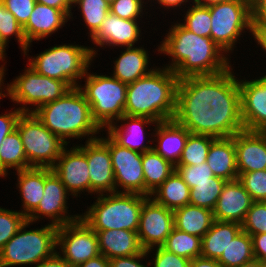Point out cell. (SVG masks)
<instances>
[{
  "instance_id": "obj_45",
  "label": "cell",
  "mask_w": 266,
  "mask_h": 267,
  "mask_svg": "<svg viewBox=\"0 0 266 267\" xmlns=\"http://www.w3.org/2000/svg\"><path fill=\"white\" fill-rule=\"evenodd\" d=\"M142 0H114L110 4V12L123 19H137L142 11Z\"/></svg>"
},
{
  "instance_id": "obj_16",
  "label": "cell",
  "mask_w": 266,
  "mask_h": 267,
  "mask_svg": "<svg viewBox=\"0 0 266 267\" xmlns=\"http://www.w3.org/2000/svg\"><path fill=\"white\" fill-rule=\"evenodd\" d=\"M87 158L90 175V193L115 192V178L108 146L100 139L88 138L86 144L77 146Z\"/></svg>"
},
{
  "instance_id": "obj_7",
  "label": "cell",
  "mask_w": 266,
  "mask_h": 267,
  "mask_svg": "<svg viewBox=\"0 0 266 267\" xmlns=\"http://www.w3.org/2000/svg\"><path fill=\"white\" fill-rule=\"evenodd\" d=\"M26 221L0 251V267L38 264L56 253L58 226L51 223L40 229L24 230Z\"/></svg>"
},
{
  "instance_id": "obj_49",
  "label": "cell",
  "mask_w": 266,
  "mask_h": 267,
  "mask_svg": "<svg viewBox=\"0 0 266 267\" xmlns=\"http://www.w3.org/2000/svg\"><path fill=\"white\" fill-rule=\"evenodd\" d=\"M253 27L266 28V0H251Z\"/></svg>"
},
{
  "instance_id": "obj_38",
  "label": "cell",
  "mask_w": 266,
  "mask_h": 267,
  "mask_svg": "<svg viewBox=\"0 0 266 267\" xmlns=\"http://www.w3.org/2000/svg\"><path fill=\"white\" fill-rule=\"evenodd\" d=\"M11 35H15L24 54L27 55V48H29L30 45L25 38L23 26L16 20L14 15L2 4V2H0V52L3 55H6L4 52L7 42H9L8 38Z\"/></svg>"
},
{
  "instance_id": "obj_32",
  "label": "cell",
  "mask_w": 266,
  "mask_h": 267,
  "mask_svg": "<svg viewBox=\"0 0 266 267\" xmlns=\"http://www.w3.org/2000/svg\"><path fill=\"white\" fill-rule=\"evenodd\" d=\"M153 199L168 209L175 210L189 204L190 188L175 170L152 194Z\"/></svg>"
},
{
  "instance_id": "obj_47",
  "label": "cell",
  "mask_w": 266,
  "mask_h": 267,
  "mask_svg": "<svg viewBox=\"0 0 266 267\" xmlns=\"http://www.w3.org/2000/svg\"><path fill=\"white\" fill-rule=\"evenodd\" d=\"M156 249L154 267H189L191 260L168 252L162 247Z\"/></svg>"
},
{
  "instance_id": "obj_14",
  "label": "cell",
  "mask_w": 266,
  "mask_h": 267,
  "mask_svg": "<svg viewBox=\"0 0 266 267\" xmlns=\"http://www.w3.org/2000/svg\"><path fill=\"white\" fill-rule=\"evenodd\" d=\"M174 228L173 210L147 197L142 205L137 230L144 251L149 253L154 246L161 247Z\"/></svg>"
},
{
  "instance_id": "obj_52",
  "label": "cell",
  "mask_w": 266,
  "mask_h": 267,
  "mask_svg": "<svg viewBox=\"0 0 266 267\" xmlns=\"http://www.w3.org/2000/svg\"><path fill=\"white\" fill-rule=\"evenodd\" d=\"M37 3L44 4L53 8L60 9L69 18L71 17L72 2L70 0H35Z\"/></svg>"
},
{
  "instance_id": "obj_39",
  "label": "cell",
  "mask_w": 266,
  "mask_h": 267,
  "mask_svg": "<svg viewBox=\"0 0 266 267\" xmlns=\"http://www.w3.org/2000/svg\"><path fill=\"white\" fill-rule=\"evenodd\" d=\"M72 4H79L84 22L89 27L92 37L101 27L107 14L110 12V4L104 0H75Z\"/></svg>"
},
{
  "instance_id": "obj_22",
  "label": "cell",
  "mask_w": 266,
  "mask_h": 267,
  "mask_svg": "<svg viewBox=\"0 0 266 267\" xmlns=\"http://www.w3.org/2000/svg\"><path fill=\"white\" fill-rule=\"evenodd\" d=\"M68 18L60 9L36 2L29 20L23 26V32L27 42L30 45L33 39L40 40L53 34L65 25Z\"/></svg>"
},
{
  "instance_id": "obj_5",
  "label": "cell",
  "mask_w": 266,
  "mask_h": 267,
  "mask_svg": "<svg viewBox=\"0 0 266 267\" xmlns=\"http://www.w3.org/2000/svg\"><path fill=\"white\" fill-rule=\"evenodd\" d=\"M103 195L99 194L96 202L80 216L83 221L94 231L125 229L137 232L141 208L147 196L119 190Z\"/></svg>"
},
{
  "instance_id": "obj_63",
  "label": "cell",
  "mask_w": 266,
  "mask_h": 267,
  "mask_svg": "<svg viewBox=\"0 0 266 267\" xmlns=\"http://www.w3.org/2000/svg\"><path fill=\"white\" fill-rule=\"evenodd\" d=\"M5 55H3L1 52H0V60L4 61L3 58H4Z\"/></svg>"
},
{
  "instance_id": "obj_35",
  "label": "cell",
  "mask_w": 266,
  "mask_h": 267,
  "mask_svg": "<svg viewBox=\"0 0 266 267\" xmlns=\"http://www.w3.org/2000/svg\"><path fill=\"white\" fill-rule=\"evenodd\" d=\"M201 243V237L182 232L174 227L161 247L168 252L192 260L201 256Z\"/></svg>"
},
{
  "instance_id": "obj_11",
  "label": "cell",
  "mask_w": 266,
  "mask_h": 267,
  "mask_svg": "<svg viewBox=\"0 0 266 267\" xmlns=\"http://www.w3.org/2000/svg\"><path fill=\"white\" fill-rule=\"evenodd\" d=\"M24 71V74L18 76L6 88V94L13 102L24 105L18 108L22 112H29L26 104L36 105V110L63 97L72 89L66 82L40 75L30 66Z\"/></svg>"
},
{
  "instance_id": "obj_37",
  "label": "cell",
  "mask_w": 266,
  "mask_h": 267,
  "mask_svg": "<svg viewBox=\"0 0 266 267\" xmlns=\"http://www.w3.org/2000/svg\"><path fill=\"white\" fill-rule=\"evenodd\" d=\"M216 138L207 135L189 134L181 158L176 166L199 165L207 160L211 143Z\"/></svg>"
},
{
  "instance_id": "obj_51",
  "label": "cell",
  "mask_w": 266,
  "mask_h": 267,
  "mask_svg": "<svg viewBox=\"0 0 266 267\" xmlns=\"http://www.w3.org/2000/svg\"><path fill=\"white\" fill-rule=\"evenodd\" d=\"M251 237L254 258L262 261L266 257V233L252 235Z\"/></svg>"
},
{
  "instance_id": "obj_1",
  "label": "cell",
  "mask_w": 266,
  "mask_h": 267,
  "mask_svg": "<svg viewBox=\"0 0 266 267\" xmlns=\"http://www.w3.org/2000/svg\"><path fill=\"white\" fill-rule=\"evenodd\" d=\"M191 134L232 137L244 130L240 87L231 69L178 81L173 118Z\"/></svg>"
},
{
  "instance_id": "obj_6",
  "label": "cell",
  "mask_w": 266,
  "mask_h": 267,
  "mask_svg": "<svg viewBox=\"0 0 266 267\" xmlns=\"http://www.w3.org/2000/svg\"><path fill=\"white\" fill-rule=\"evenodd\" d=\"M96 51L79 45H59L45 50L29 60L35 72L66 82L71 88L78 87L77 79L84 78Z\"/></svg>"
},
{
  "instance_id": "obj_54",
  "label": "cell",
  "mask_w": 266,
  "mask_h": 267,
  "mask_svg": "<svg viewBox=\"0 0 266 267\" xmlns=\"http://www.w3.org/2000/svg\"><path fill=\"white\" fill-rule=\"evenodd\" d=\"M189 267H222L216 259L198 256L190 261Z\"/></svg>"
},
{
  "instance_id": "obj_4",
  "label": "cell",
  "mask_w": 266,
  "mask_h": 267,
  "mask_svg": "<svg viewBox=\"0 0 266 267\" xmlns=\"http://www.w3.org/2000/svg\"><path fill=\"white\" fill-rule=\"evenodd\" d=\"M29 113H34L65 145L68 144L66 141L68 138L77 139L92 135L90 140L96 139L93 135L101 130L92 118L90 104L78 87L72 88L63 97L46 103L36 110L34 108L29 110Z\"/></svg>"
},
{
  "instance_id": "obj_48",
  "label": "cell",
  "mask_w": 266,
  "mask_h": 267,
  "mask_svg": "<svg viewBox=\"0 0 266 267\" xmlns=\"http://www.w3.org/2000/svg\"><path fill=\"white\" fill-rule=\"evenodd\" d=\"M22 111L18 108L8 114L0 115V146L3 140L16 129V124Z\"/></svg>"
},
{
  "instance_id": "obj_31",
  "label": "cell",
  "mask_w": 266,
  "mask_h": 267,
  "mask_svg": "<svg viewBox=\"0 0 266 267\" xmlns=\"http://www.w3.org/2000/svg\"><path fill=\"white\" fill-rule=\"evenodd\" d=\"M144 196L151 194L175 171V165L155 150L142 153Z\"/></svg>"
},
{
  "instance_id": "obj_53",
  "label": "cell",
  "mask_w": 266,
  "mask_h": 267,
  "mask_svg": "<svg viewBox=\"0 0 266 267\" xmlns=\"http://www.w3.org/2000/svg\"><path fill=\"white\" fill-rule=\"evenodd\" d=\"M36 267H74L61 257L59 252H56L50 258L39 262Z\"/></svg>"
},
{
  "instance_id": "obj_19",
  "label": "cell",
  "mask_w": 266,
  "mask_h": 267,
  "mask_svg": "<svg viewBox=\"0 0 266 267\" xmlns=\"http://www.w3.org/2000/svg\"><path fill=\"white\" fill-rule=\"evenodd\" d=\"M253 202L238 179L226 181L213 209L214 220L242 224Z\"/></svg>"
},
{
  "instance_id": "obj_24",
  "label": "cell",
  "mask_w": 266,
  "mask_h": 267,
  "mask_svg": "<svg viewBox=\"0 0 266 267\" xmlns=\"http://www.w3.org/2000/svg\"><path fill=\"white\" fill-rule=\"evenodd\" d=\"M95 232L100 253L107 259L133 256L143 251L135 231L110 229Z\"/></svg>"
},
{
  "instance_id": "obj_59",
  "label": "cell",
  "mask_w": 266,
  "mask_h": 267,
  "mask_svg": "<svg viewBox=\"0 0 266 267\" xmlns=\"http://www.w3.org/2000/svg\"><path fill=\"white\" fill-rule=\"evenodd\" d=\"M239 267H264V266H263V263L261 260L254 258L253 260H251L249 262L243 263Z\"/></svg>"
},
{
  "instance_id": "obj_25",
  "label": "cell",
  "mask_w": 266,
  "mask_h": 267,
  "mask_svg": "<svg viewBox=\"0 0 266 267\" xmlns=\"http://www.w3.org/2000/svg\"><path fill=\"white\" fill-rule=\"evenodd\" d=\"M206 162L214 176L225 181L238 179L236 149L233 136L216 138L211 143Z\"/></svg>"
},
{
  "instance_id": "obj_20",
  "label": "cell",
  "mask_w": 266,
  "mask_h": 267,
  "mask_svg": "<svg viewBox=\"0 0 266 267\" xmlns=\"http://www.w3.org/2000/svg\"><path fill=\"white\" fill-rule=\"evenodd\" d=\"M241 118L245 130L266 128V91L255 81H239Z\"/></svg>"
},
{
  "instance_id": "obj_44",
  "label": "cell",
  "mask_w": 266,
  "mask_h": 267,
  "mask_svg": "<svg viewBox=\"0 0 266 267\" xmlns=\"http://www.w3.org/2000/svg\"><path fill=\"white\" fill-rule=\"evenodd\" d=\"M175 170L189 188L195 186L196 183L211 181V178L214 176L207 162L198 166H175Z\"/></svg>"
},
{
  "instance_id": "obj_50",
  "label": "cell",
  "mask_w": 266,
  "mask_h": 267,
  "mask_svg": "<svg viewBox=\"0 0 266 267\" xmlns=\"http://www.w3.org/2000/svg\"><path fill=\"white\" fill-rule=\"evenodd\" d=\"M147 255V252L143 250L141 253L133 256L115 257L109 259V265L110 267H146L145 265L141 264L140 258H145Z\"/></svg>"
},
{
  "instance_id": "obj_42",
  "label": "cell",
  "mask_w": 266,
  "mask_h": 267,
  "mask_svg": "<svg viewBox=\"0 0 266 267\" xmlns=\"http://www.w3.org/2000/svg\"><path fill=\"white\" fill-rule=\"evenodd\" d=\"M241 225L242 230L251 236L266 233V203L254 201Z\"/></svg>"
},
{
  "instance_id": "obj_61",
  "label": "cell",
  "mask_w": 266,
  "mask_h": 267,
  "mask_svg": "<svg viewBox=\"0 0 266 267\" xmlns=\"http://www.w3.org/2000/svg\"><path fill=\"white\" fill-rule=\"evenodd\" d=\"M255 81L266 91V75L259 79H255Z\"/></svg>"
},
{
  "instance_id": "obj_62",
  "label": "cell",
  "mask_w": 266,
  "mask_h": 267,
  "mask_svg": "<svg viewBox=\"0 0 266 267\" xmlns=\"http://www.w3.org/2000/svg\"><path fill=\"white\" fill-rule=\"evenodd\" d=\"M263 266L266 267V257L262 260Z\"/></svg>"
},
{
  "instance_id": "obj_36",
  "label": "cell",
  "mask_w": 266,
  "mask_h": 267,
  "mask_svg": "<svg viewBox=\"0 0 266 267\" xmlns=\"http://www.w3.org/2000/svg\"><path fill=\"white\" fill-rule=\"evenodd\" d=\"M225 183L224 179L216 176L211 181L196 183L190 188L189 204L213 211Z\"/></svg>"
},
{
  "instance_id": "obj_21",
  "label": "cell",
  "mask_w": 266,
  "mask_h": 267,
  "mask_svg": "<svg viewBox=\"0 0 266 267\" xmlns=\"http://www.w3.org/2000/svg\"><path fill=\"white\" fill-rule=\"evenodd\" d=\"M139 29L136 19L119 18L109 12L91 39L101 47L108 46V44L109 46L131 47L139 39L141 32Z\"/></svg>"
},
{
  "instance_id": "obj_55",
  "label": "cell",
  "mask_w": 266,
  "mask_h": 267,
  "mask_svg": "<svg viewBox=\"0 0 266 267\" xmlns=\"http://www.w3.org/2000/svg\"><path fill=\"white\" fill-rule=\"evenodd\" d=\"M75 267H110L109 259L102 254L95 258L89 259L88 261L81 263Z\"/></svg>"
},
{
  "instance_id": "obj_46",
  "label": "cell",
  "mask_w": 266,
  "mask_h": 267,
  "mask_svg": "<svg viewBox=\"0 0 266 267\" xmlns=\"http://www.w3.org/2000/svg\"><path fill=\"white\" fill-rule=\"evenodd\" d=\"M1 2L22 26L27 23L36 5L35 0H1Z\"/></svg>"
},
{
  "instance_id": "obj_9",
  "label": "cell",
  "mask_w": 266,
  "mask_h": 267,
  "mask_svg": "<svg viewBox=\"0 0 266 267\" xmlns=\"http://www.w3.org/2000/svg\"><path fill=\"white\" fill-rule=\"evenodd\" d=\"M16 129L31 167L52 168L67 146L50 132L34 113L22 112L17 120Z\"/></svg>"
},
{
  "instance_id": "obj_40",
  "label": "cell",
  "mask_w": 266,
  "mask_h": 267,
  "mask_svg": "<svg viewBox=\"0 0 266 267\" xmlns=\"http://www.w3.org/2000/svg\"><path fill=\"white\" fill-rule=\"evenodd\" d=\"M185 15V22L181 25L198 36L210 37L211 15L209 7L196 3Z\"/></svg>"
},
{
  "instance_id": "obj_41",
  "label": "cell",
  "mask_w": 266,
  "mask_h": 267,
  "mask_svg": "<svg viewBox=\"0 0 266 267\" xmlns=\"http://www.w3.org/2000/svg\"><path fill=\"white\" fill-rule=\"evenodd\" d=\"M26 221L27 218L20 211L0 207V251Z\"/></svg>"
},
{
  "instance_id": "obj_10",
  "label": "cell",
  "mask_w": 266,
  "mask_h": 267,
  "mask_svg": "<svg viewBox=\"0 0 266 267\" xmlns=\"http://www.w3.org/2000/svg\"><path fill=\"white\" fill-rule=\"evenodd\" d=\"M211 39L224 51L234 47L236 39L246 28L253 31L251 0H228L209 6Z\"/></svg>"
},
{
  "instance_id": "obj_15",
  "label": "cell",
  "mask_w": 266,
  "mask_h": 267,
  "mask_svg": "<svg viewBox=\"0 0 266 267\" xmlns=\"http://www.w3.org/2000/svg\"><path fill=\"white\" fill-rule=\"evenodd\" d=\"M69 194L60 178L52 171V168H44V191L37 208L27 217L31 223L36 222L42 215L52 218V225L64 226L80 218V215L68 216L66 199ZM66 215V216H65ZM36 220V221H35Z\"/></svg>"
},
{
  "instance_id": "obj_65",
  "label": "cell",
  "mask_w": 266,
  "mask_h": 267,
  "mask_svg": "<svg viewBox=\"0 0 266 267\" xmlns=\"http://www.w3.org/2000/svg\"><path fill=\"white\" fill-rule=\"evenodd\" d=\"M261 132L265 135V138H266V128L261 130Z\"/></svg>"
},
{
  "instance_id": "obj_56",
  "label": "cell",
  "mask_w": 266,
  "mask_h": 267,
  "mask_svg": "<svg viewBox=\"0 0 266 267\" xmlns=\"http://www.w3.org/2000/svg\"><path fill=\"white\" fill-rule=\"evenodd\" d=\"M252 36L259 45L266 51V28L253 27Z\"/></svg>"
},
{
  "instance_id": "obj_30",
  "label": "cell",
  "mask_w": 266,
  "mask_h": 267,
  "mask_svg": "<svg viewBox=\"0 0 266 267\" xmlns=\"http://www.w3.org/2000/svg\"><path fill=\"white\" fill-rule=\"evenodd\" d=\"M16 172L19 191L24 203V210L21 213L27 218L37 208L43 197L44 168L32 167Z\"/></svg>"
},
{
  "instance_id": "obj_60",
  "label": "cell",
  "mask_w": 266,
  "mask_h": 267,
  "mask_svg": "<svg viewBox=\"0 0 266 267\" xmlns=\"http://www.w3.org/2000/svg\"><path fill=\"white\" fill-rule=\"evenodd\" d=\"M5 70H4V66H1L0 67V99H1V97H5V96H7L5 93L3 94L2 93V89H1V85H2V83H3V77H4V72Z\"/></svg>"
},
{
  "instance_id": "obj_33",
  "label": "cell",
  "mask_w": 266,
  "mask_h": 267,
  "mask_svg": "<svg viewBox=\"0 0 266 267\" xmlns=\"http://www.w3.org/2000/svg\"><path fill=\"white\" fill-rule=\"evenodd\" d=\"M12 167L17 171L32 168L17 129L7 135L0 146V176L5 177L7 170Z\"/></svg>"
},
{
  "instance_id": "obj_43",
  "label": "cell",
  "mask_w": 266,
  "mask_h": 267,
  "mask_svg": "<svg viewBox=\"0 0 266 267\" xmlns=\"http://www.w3.org/2000/svg\"><path fill=\"white\" fill-rule=\"evenodd\" d=\"M238 180L249 193L253 201L266 200V169L241 173Z\"/></svg>"
},
{
  "instance_id": "obj_27",
  "label": "cell",
  "mask_w": 266,
  "mask_h": 267,
  "mask_svg": "<svg viewBox=\"0 0 266 267\" xmlns=\"http://www.w3.org/2000/svg\"><path fill=\"white\" fill-rule=\"evenodd\" d=\"M120 57L114 62L113 77L122 83L130 84L148 75L153 69H148V52L144 48L126 47ZM148 69V70H147Z\"/></svg>"
},
{
  "instance_id": "obj_29",
  "label": "cell",
  "mask_w": 266,
  "mask_h": 267,
  "mask_svg": "<svg viewBox=\"0 0 266 267\" xmlns=\"http://www.w3.org/2000/svg\"><path fill=\"white\" fill-rule=\"evenodd\" d=\"M173 215L176 229L201 238L214 222L213 211L191 204L173 210Z\"/></svg>"
},
{
  "instance_id": "obj_18",
  "label": "cell",
  "mask_w": 266,
  "mask_h": 267,
  "mask_svg": "<svg viewBox=\"0 0 266 267\" xmlns=\"http://www.w3.org/2000/svg\"><path fill=\"white\" fill-rule=\"evenodd\" d=\"M238 176L266 169V138L261 131L242 130L233 135Z\"/></svg>"
},
{
  "instance_id": "obj_58",
  "label": "cell",
  "mask_w": 266,
  "mask_h": 267,
  "mask_svg": "<svg viewBox=\"0 0 266 267\" xmlns=\"http://www.w3.org/2000/svg\"><path fill=\"white\" fill-rule=\"evenodd\" d=\"M194 3L201 5V6H205V7H209L215 4H219L228 0H193Z\"/></svg>"
},
{
  "instance_id": "obj_2",
  "label": "cell",
  "mask_w": 266,
  "mask_h": 267,
  "mask_svg": "<svg viewBox=\"0 0 266 267\" xmlns=\"http://www.w3.org/2000/svg\"><path fill=\"white\" fill-rule=\"evenodd\" d=\"M166 36L158 51L173 56L172 64L166 67L179 80L192 76L217 75L231 68L223 50L211 37L198 36L180 23L172 26Z\"/></svg>"
},
{
  "instance_id": "obj_57",
  "label": "cell",
  "mask_w": 266,
  "mask_h": 267,
  "mask_svg": "<svg viewBox=\"0 0 266 267\" xmlns=\"http://www.w3.org/2000/svg\"><path fill=\"white\" fill-rule=\"evenodd\" d=\"M160 4V6H165V7H177L181 6L182 3L185 1L188 2V0H157Z\"/></svg>"
},
{
  "instance_id": "obj_17",
  "label": "cell",
  "mask_w": 266,
  "mask_h": 267,
  "mask_svg": "<svg viewBox=\"0 0 266 267\" xmlns=\"http://www.w3.org/2000/svg\"><path fill=\"white\" fill-rule=\"evenodd\" d=\"M52 171L60 178L71 195L77 196L78 193L85 190L90 192L87 158L77 146L70 148V151L64 148L52 167Z\"/></svg>"
},
{
  "instance_id": "obj_23",
  "label": "cell",
  "mask_w": 266,
  "mask_h": 267,
  "mask_svg": "<svg viewBox=\"0 0 266 267\" xmlns=\"http://www.w3.org/2000/svg\"><path fill=\"white\" fill-rule=\"evenodd\" d=\"M156 125L157 128L155 127V129L157 131L155 130V132L159 139V146L155 145L153 150L176 166L181 158L190 132L174 119L161 121Z\"/></svg>"
},
{
  "instance_id": "obj_12",
  "label": "cell",
  "mask_w": 266,
  "mask_h": 267,
  "mask_svg": "<svg viewBox=\"0 0 266 267\" xmlns=\"http://www.w3.org/2000/svg\"><path fill=\"white\" fill-rule=\"evenodd\" d=\"M57 246L61 257L74 267L101 254L96 232L81 217L58 228Z\"/></svg>"
},
{
  "instance_id": "obj_3",
  "label": "cell",
  "mask_w": 266,
  "mask_h": 267,
  "mask_svg": "<svg viewBox=\"0 0 266 267\" xmlns=\"http://www.w3.org/2000/svg\"><path fill=\"white\" fill-rule=\"evenodd\" d=\"M178 77L167 68L154 69L127 85L125 115L161 122L174 118Z\"/></svg>"
},
{
  "instance_id": "obj_13",
  "label": "cell",
  "mask_w": 266,
  "mask_h": 267,
  "mask_svg": "<svg viewBox=\"0 0 266 267\" xmlns=\"http://www.w3.org/2000/svg\"><path fill=\"white\" fill-rule=\"evenodd\" d=\"M100 139L108 146L111 155L115 192H118L117 186L120 185L124 193L144 196L142 153L121 147L109 135Z\"/></svg>"
},
{
  "instance_id": "obj_8",
  "label": "cell",
  "mask_w": 266,
  "mask_h": 267,
  "mask_svg": "<svg viewBox=\"0 0 266 267\" xmlns=\"http://www.w3.org/2000/svg\"><path fill=\"white\" fill-rule=\"evenodd\" d=\"M85 75V86L78 88L90 104L93 120L101 129L107 128L125 114L127 84L113 76Z\"/></svg>"
},
{
  "instance_id": "obj_34",
  "label": "cell",
  "mask_w": 266,
  "mask_h": 267,
  "mask_svg": "<svg viewBox=\"0 0 266 267\" xmlns=\"http://www.w3.org/2000/svg\"><path fill=\"white\" fill-rule=\"evenodd\" d=\"M254 259L252 237L241 230L217 260L222 267H239Z\"/></svg>"
},
{
  "instance_id": "obj_64",
  "label": "cell",
  "mask_w": 266,
  "mask_h": 267,
  "mask_svg": "<svg viewBox=\"0 0 266 267\" xmlns=\"http://www.w3.org/2000/svg\"><path fill=\"white\" fill-rule=\"evenodd\" d=\"M105 2H107L108 4H111L114 0H104Z\"/></svg>"
},
{
  "instance_id": "obj_26",
  "label": "cell",
  "mask_w": 266,
  "mask_h": 267,
  "mask_svg": "<svg viewBox=\"0 0 266 267\" xmlns=\"http://www.w3.org/2000/svg\"><path fill=\"white\" fill-rule=\"evenodd\" d=\"M117 121H129L126 122L128 126H126V123L124 125L119 126L118 128L115 125L116 123L113 122L107 127L108 135L121 147H126L130 150L137 151L140 153H144L147 151H150L153 149L152 146L142 145V142L144 139V132H143V125L145 124H157V121H154L148 117H138V116H128L123 115L120 119ZM143 137V138H142ZM142 145V146H141ZM140 146V147H139ZM139 150V151H138Z\"/></svg>"
},
{
  "instance_id": "obj_28",
  "label": "cell",
  "mask_w": 266,
  "mask_h": 267,
  "mask_svg": "<svg viewBox=\"0 0 266 267\" xmlns=\"http://www.w3.org/2000/svg\"><path fill=\"white\" fill-rule=\"evenodd\" d=\"M241 230L240 223L214 220L211 228L202 237L201 256L218 260Z\"/></svg>"
}]
</instances>
